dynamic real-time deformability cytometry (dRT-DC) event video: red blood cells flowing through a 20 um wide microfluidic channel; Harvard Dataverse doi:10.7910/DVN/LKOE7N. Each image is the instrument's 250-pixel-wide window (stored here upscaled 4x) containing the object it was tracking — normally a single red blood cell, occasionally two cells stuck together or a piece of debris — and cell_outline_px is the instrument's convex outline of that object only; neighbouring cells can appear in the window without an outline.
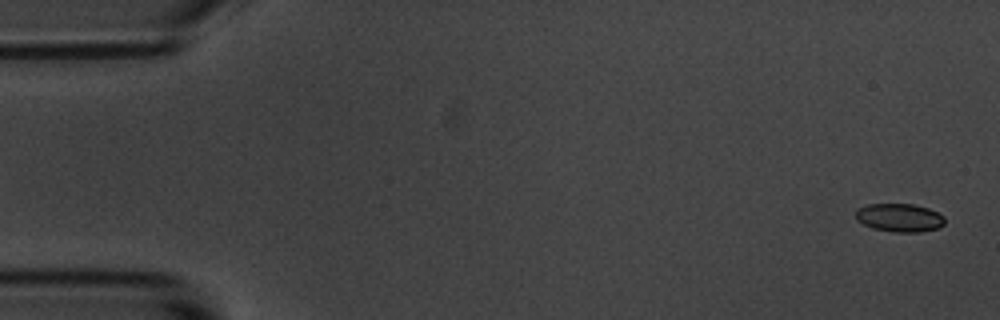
{"species": "common noctule bat (a hibernating species)", "species_latin": "Nyctalus noctula", "temperature_condition": "room temperature", "stored_images_in_passage": 5, "camera_frame_rate_fps": 3000, "um_per_image_px": 0.085, "animal": {"sex": "male", "body_mass_g": 20.1, "forearm_length_mm": 53.5}, "frame": {"image": 1, "passage_image": 1, "time_ms": 0.0, "image_size_px": [1000, 320], "cell_outline_px": [[944, 224], [936, 228], [920, 232], [896, 232], [872, 228], [856, 220], [856, 208], [868, 204], [912, 204], [928, 208], [944, 216]], "centroid_in_image_um": [76.43, 18.5], "position_along_channel_um": 8.6, "area_um2": 14.62}}
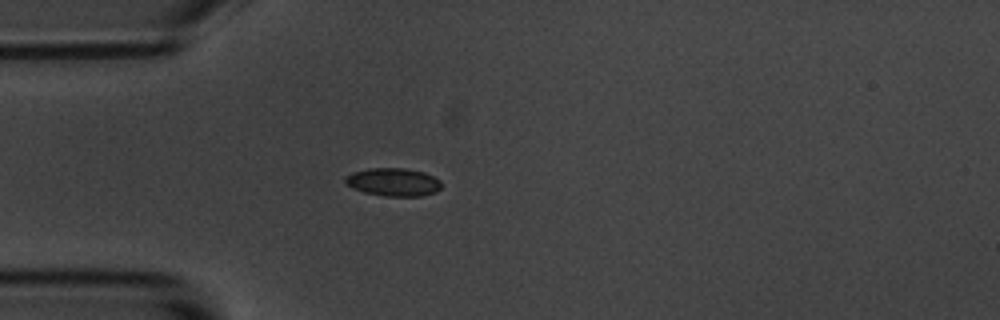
{"frame": {"image": 2, "passage_image": 5, "time_ms": 4.667, "image_size_px": [1000, 320], "cell_outline_px": [[440, 188], [436, 192], [420, 196], [384, 196], [364, 192], [352, 188], [344, 180], [344, 176], [352, 172], [368, 168], [404, 168], [424, 172], [440, 180]], "centroid_in_image_um": [33.41, 15.47], "position_along_channel_um": 51.6, "area_um2": 15.72}}